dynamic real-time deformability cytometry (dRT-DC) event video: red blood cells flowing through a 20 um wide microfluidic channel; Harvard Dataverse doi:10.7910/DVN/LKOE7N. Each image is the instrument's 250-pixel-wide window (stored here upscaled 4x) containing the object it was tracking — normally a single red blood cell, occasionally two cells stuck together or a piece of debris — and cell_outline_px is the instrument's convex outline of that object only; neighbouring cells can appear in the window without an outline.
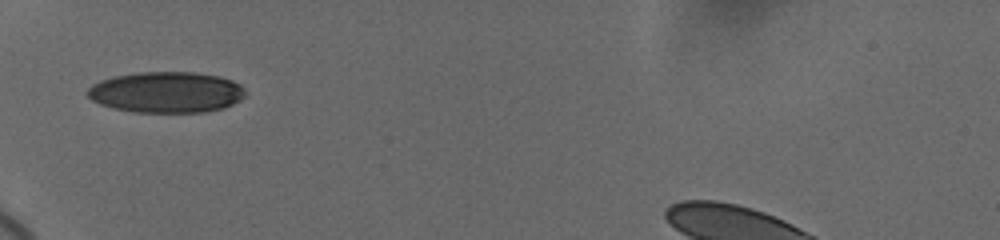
{"species": "human", "species_latin": "Homo sapiens", "temperature_condition": "cold", "stored_images_in_passage": 5, "camera_frame_rate_fps": 3000, "um_per_image_px": 0.085, "donor": {"sex": "female"}, "frame": {"image": 1, "passage_image": 1, "time_ms": 0.0, "image_size_px": [1000, 240], "cell_outline_px": [[244, 96], [240, 100], [224, 108], [204, 112], [136, 112], [112, 108], [100, 104], [92, 100], [84, 92], [92, 84], [100, 80], [112, 76], [136, 72], [196, 72], [220, 76], [232, 80], [240, 84], [244, 88]], "centroid_in_image_um": [14.11, 7.83], "position_along_channel_um": 70.9, "area_um2": 38.03}}
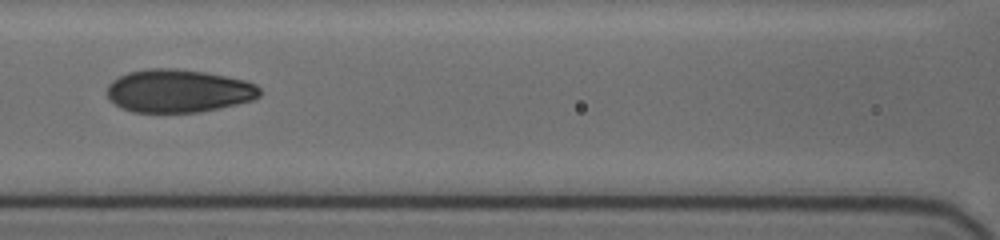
{"frame": {"image": 2, "passage_image": 3, "time_ms": 2.333, "image_size_px": [1000, 240], "cell_outline_px": [[260, 96], [252, 100], [220, 108], [200, 112], [132, 112], [120, 108], [108, 100], [108, 84], [112, 80], [128, 72], [148, 68], [176, 68], [204, 72], [244, 80], [256, 84], [260, 88]], "centroid_in_image_um": [15.14, 7.73], "position_along_channel_um": 151.5, "area_um2": 38.44}}
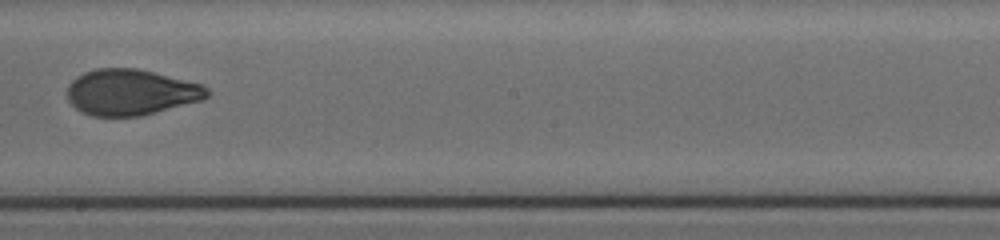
{"frame": {"image": 3, "passage_image": 5, "time_ms": 4.667, "image_size_px": [1000, 240], "cell_outline_px": [[212, 92], [204, 100], [140, 116], [92, 116], [80, 112], [68, 100], [68, 84], [76, 76], [84, 72], [96, 68], [136, 68], [204, 84]], "centroid_in_image_um": [11.15, 7.84], "position_along_channel_um": 237.0, "area_um2": 37.74}}